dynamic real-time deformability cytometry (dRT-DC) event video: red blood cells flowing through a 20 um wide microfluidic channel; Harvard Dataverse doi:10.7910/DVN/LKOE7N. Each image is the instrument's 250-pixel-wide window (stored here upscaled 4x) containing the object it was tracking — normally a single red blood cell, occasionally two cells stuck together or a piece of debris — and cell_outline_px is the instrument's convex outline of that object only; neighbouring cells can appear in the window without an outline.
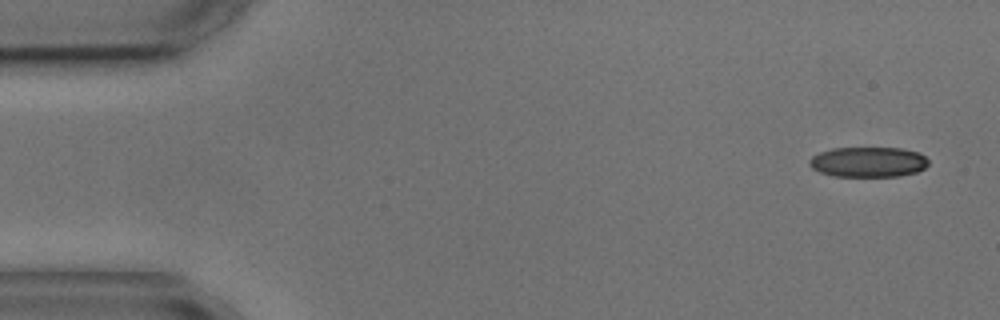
{"species": "common noctule bat (a hibernating species)", "species_latin": "Nyctalus noctula", "temperature_condition": "cold", "stored_images_in_passage": 9, "camera_frame_rate_fps": 3000, "um_per_image_px": 0.085, "animal": {"sex": "male", "body_mass_g": 17.9, "forearm_length_mm": 54.2}, "frame": {"image": 1, "passage_image": 1, "time_ms": 0.0, "image_size_px": [1000, 320], "cell_outline_px": [[928, 164], [924, 168], [916, 172], [900, 176], [832, 176], [820, 172], [812, 168], [808, 164], [808, 160], [812, 156], [820, 152], [832, 148], [900, 148], [920, 152], [928, 160]], "centroid_in_image_um": [73.78, 13.77], "position_along_channel_um": 11.2, "area_um2": 21.04}}
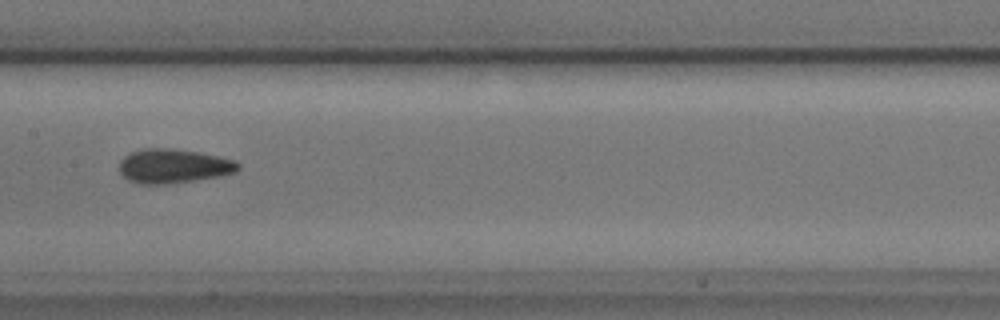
{"frame": {"image": 2, "passage_image": 7, "time_ms": 8.0, "image_size_px": [1000, 320], "cell_outline_px": [[240, 168], [236, 172], [220, 176], [164, 184], [140, 184], [128, 180], [120, 172], [120, 160], [124, 156], [132, 152], [144, 148], [168, 148], [200, 152], [220, 156], [236, 160], [240, 164]], "centroid_in_image_um": [14.77, 14.1], "position_along_channel_um": 192.6, "area_um2": 23.7}}
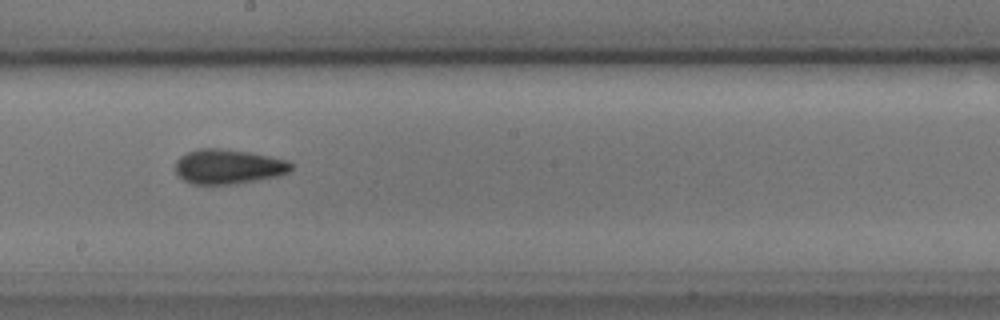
{"frame": {"image": 3, "passage_image": 8, "time_ms": 9.0, "image_size_px": [1000, 320], "cell_outline_px": [[292, 168], [288, 172], [280, 176], [232, 184], [192, 184], [184, 180], [176, 172], [176, 160], [180, 156], [188, 152], [200, 148], [220, 148], [248, 152], [288, 160], [292, 164]], "centroid_in_image_um": [19.41, 14.16], "position_along_channel_um": 228.8, "area_um2": 23.29}}